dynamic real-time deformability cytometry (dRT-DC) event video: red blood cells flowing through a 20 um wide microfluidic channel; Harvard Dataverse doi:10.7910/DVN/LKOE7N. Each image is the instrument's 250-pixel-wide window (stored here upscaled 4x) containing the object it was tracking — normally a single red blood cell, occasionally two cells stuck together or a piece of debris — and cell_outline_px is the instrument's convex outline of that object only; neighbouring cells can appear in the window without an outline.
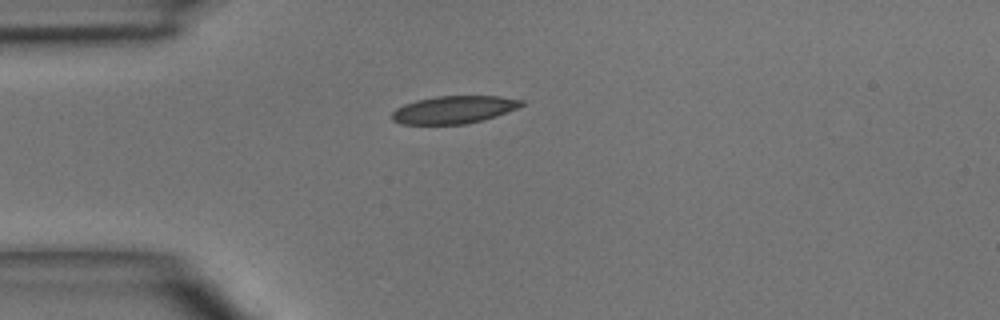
{"species": "common noctule bat (a hibernating species)", "species_latin": "Nyctalus noctula", "temperature_condition": "room temperature", "stored_images_in_passage": 1, "camera_frame_rate_fps": 3000, "um_per_image_px": 0.085, "animal": {"sex": "male", "body_mass_g": 15.6}, "frame": {"image": 1, "passage_image": 1, "time_ms": 0.0, "image_size_px": [1000, 320], "cell_outline_px": [[524, 104], [516, 108], [496, 116], [484, 120], [464, 124], [400, 124], [392, 120], [392, 112], [396, 108], [404, 104], [416, 100], [436, 96], [500, 96], [524, 100]], "centroid_in_image_um": [38.56, 9.32], "position_along_channel_um": 46.4, "area_um2": 20.87}}